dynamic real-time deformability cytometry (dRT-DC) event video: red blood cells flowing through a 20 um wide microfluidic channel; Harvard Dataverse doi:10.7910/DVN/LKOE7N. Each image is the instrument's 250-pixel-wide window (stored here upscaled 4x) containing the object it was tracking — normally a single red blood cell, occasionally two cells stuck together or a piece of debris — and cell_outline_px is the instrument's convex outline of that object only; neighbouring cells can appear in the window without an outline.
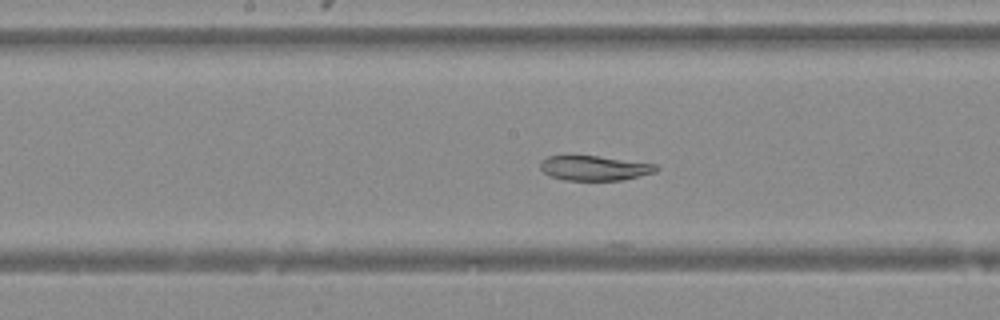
{"species": "Egyptian fruit bat (a non-hibernating species)", "species_latin": "Rousettus aegyptiacus", "temperature_condition": "warm", "stored_images_in_passage": 44, "camera_frame_rate_fps": 3000, "um_per_image_px": 0.085, "animal": {"sex": "female"}, "frame": {"image": 1, "passage_image": 21, "time_ms": 6.667, "image_size_px": [1000, 320], "cell_outline_px": [[660, 168], [656, 172], [620, 180], [564, 180], [548, 176], [540, 168], [540, 160], [548, 156], [596, 156], [656, 164]], "centroid_in_image_um": [50.5, 14.29], "position_along_channel_um": 197.7, "area_um2": 16.65}}
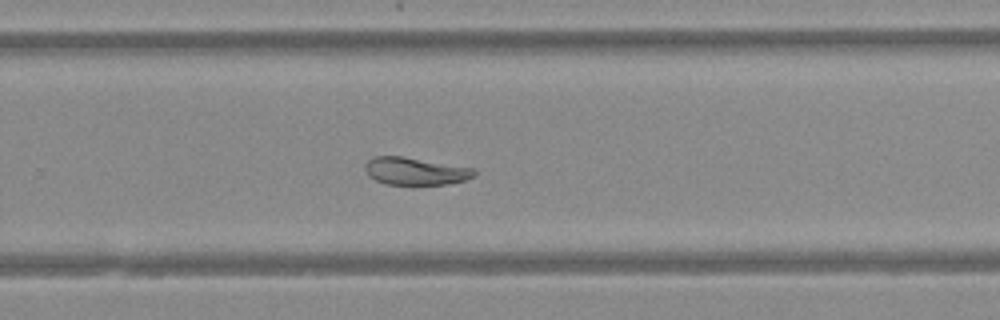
{"frame": {"image": 2, "passage_image": 28, "time_ms": 9.0, "image_size_px": [1000, 320], "cell_outline_px": [[476, 176], [464, 180], [448, 184], [388, 184], [376, 180], [368, 176], [364, 168], [364, 164], [372, 156], [400, 156], [476, 168]], "centroid_in_image_um": [35.3, 14.54], "position_along_channel_um": 294.5, "area_um2": 17.51}}
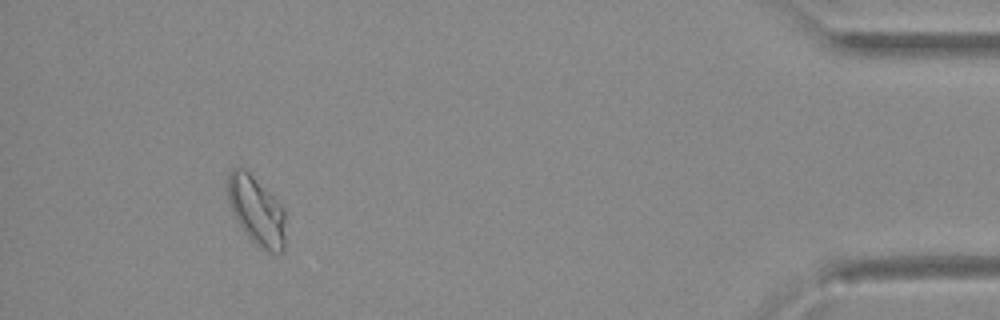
{"frame": {"image": 3, "passage_image": 41, "time_ms": 13.333, "image_size_px": [1000, 320], "cell_outline_px": [[284, 252], [268, 252], [260, 248], [248, 236], [232, 212], [228, 200], [228, 172], [232, 168], [244, 168], [284, 208]], "centroid_in_image_um": [21.79, 17.92], "position_along_channel_um": 413.4, "area_um2": 22.6}}